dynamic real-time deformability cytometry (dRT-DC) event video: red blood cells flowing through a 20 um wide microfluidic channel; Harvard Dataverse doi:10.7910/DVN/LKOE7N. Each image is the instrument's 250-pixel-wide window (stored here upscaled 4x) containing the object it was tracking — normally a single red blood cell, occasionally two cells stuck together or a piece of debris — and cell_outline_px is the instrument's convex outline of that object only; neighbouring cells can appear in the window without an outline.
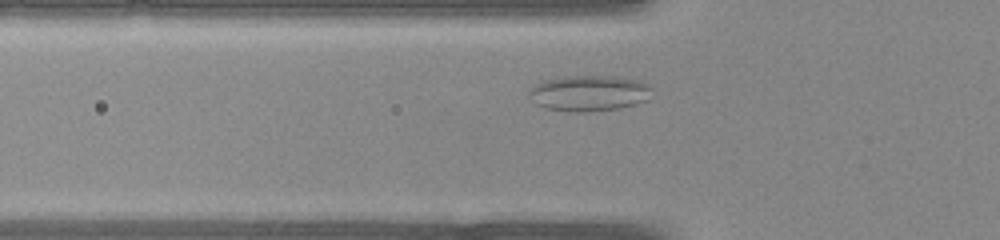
{"species": "common noctule bat (a hibernating species)", "species_latin": "Nyctalus noctula", "temperature_condition": "warm", "stored_images_in_passage": 32, "camera_frame_rate_fps": 3000, "um_per_image_px": 0.085, "animal": {"sex": "female", "body_mass_g": 22.0, "forearm_length_mm": 56.7}, "frame": {"image": 1, "passage_image": 6, "time_ms": 1.667, "image_size_px": [1000, 240], "cell_outline_px": [[652, 88], [648, 100], [636, 104], [620, 108], [588, 112], [568, 112], [544, 108], [536, 104], [528, 96], [528, 88], [544, 80], [564, 76], [616, 76], [640, 80]], "centroid_in_image_um": [50.04, 7.92], "position_along_channel_um": 75.8, "area_um2": 26.07}}
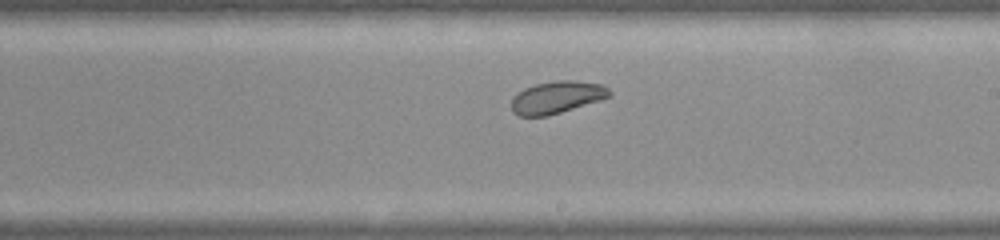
{"frame": {"image": 2, "passage_image": 16, "time_ms": 5.0, "image_size_px": [1000, 240], "cell_outline_px": [[612, 96], [600, 100], [548, 116], [520, 116], [512, 112], [512, 96], [516, 92], [524, 88], [536, 84], [556, 80], [576, 80], [604, 84], [612, 92]], "centroid_in_image_um": [47.34, 8.26], "position_along_channel_um": 241.7, "area_um2": 18.67}}
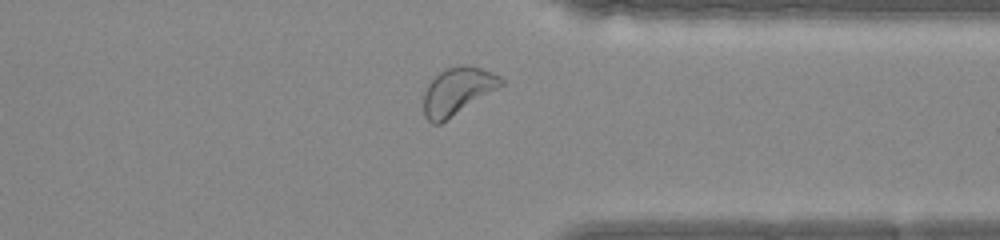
{"frame": {"image": 3, "passage_image": 24, "time_ms": 7.667, "image_size_px": [1000, 240], "cell_outline_px": [[504, 84], [440, 124], [432, 124], [424, 116], [424, 92], [428, 84], [444, 68], [460, 64], [468, 64], [492, 72], [500, 76], [504, 80]], "centroid_in_image_um": [38.88, 7.72], "position_along_channel_um": 372.5, "area_um2": 21.21}}